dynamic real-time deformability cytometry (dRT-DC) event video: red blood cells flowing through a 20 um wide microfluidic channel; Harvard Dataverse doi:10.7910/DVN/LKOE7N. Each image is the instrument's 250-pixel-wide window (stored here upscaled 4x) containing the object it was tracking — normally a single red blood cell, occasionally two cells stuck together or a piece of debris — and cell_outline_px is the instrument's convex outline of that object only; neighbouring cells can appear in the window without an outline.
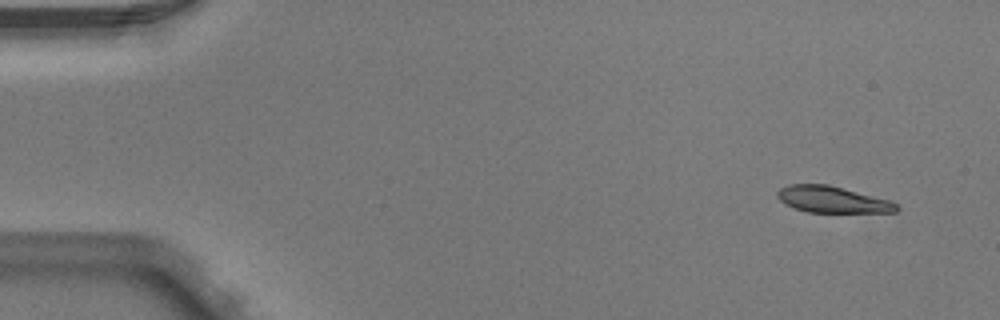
{"species": "Egyptian fruit bat (a non-hibernating species)", "species_latin": "Rousettus aegyptiacus", "temperature_condition": "warm", "stored_images_in_passage": 4, "camera_frame_rate_fps": 3000, "um_per_image_px": 0.085, "animal": {"sex": "male"}, "frame": {"image": 1, "passage_image": 1, "time_ms": 0.0, "image_size_px": [1000, 320], "cell_outline_px": [[900, 208], [896, 212], [808, 212], [784, 204], [776, 196], [776, 192], [780, 188], [788, 184], [828, 184], [844, 188], [888, 200], [896, 204]], "centroid_in_image_um": [70.71, 16.95], "position_along_channel_um": 14.3, "area_um2": 18.26}}